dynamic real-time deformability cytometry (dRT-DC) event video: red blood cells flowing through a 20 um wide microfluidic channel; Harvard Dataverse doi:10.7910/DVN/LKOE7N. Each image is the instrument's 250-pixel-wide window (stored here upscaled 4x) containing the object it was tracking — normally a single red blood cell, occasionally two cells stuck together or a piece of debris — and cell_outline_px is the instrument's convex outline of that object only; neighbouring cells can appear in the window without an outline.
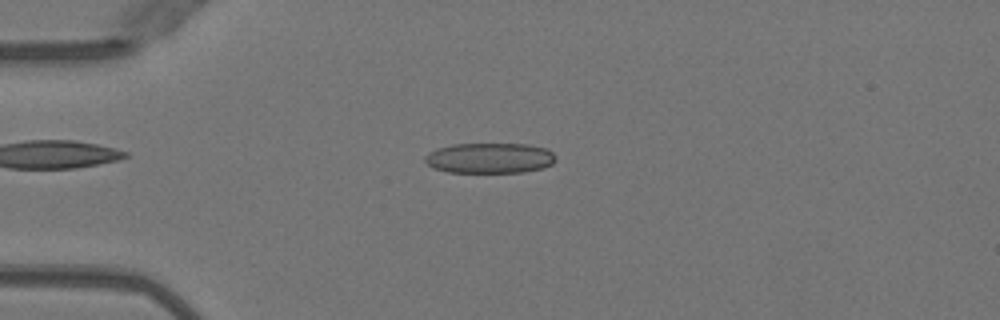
{"species": "Egyptian fruit bat (a non-hibernating species)", "species_latin": "Rousettus aegyptiacus", "temperature_condition": "warm", "stored_images_in_passage": 49, "camera_frame_rate_fps": 3000, "um_per_image_px": 0.085, "animal": {"sex": "female"}, "frame": {"image": 1, "passage_image": 12, "time_ms": 3.667, "image_size_px": [1000, 320], "cell_outline_px": [[556, 160], [552, 164], [544, 168], [524, 172], [448, 172], [432, 168], [424, 160], [424, 156], [428, 152], [436, 148], [452, 144], [528, 144], [548, 148], [556, 156]], "centroid_in_image_um": [41.63, 13.43], "position_along_channel_um": 43.4, "area_um2": 23.47}}
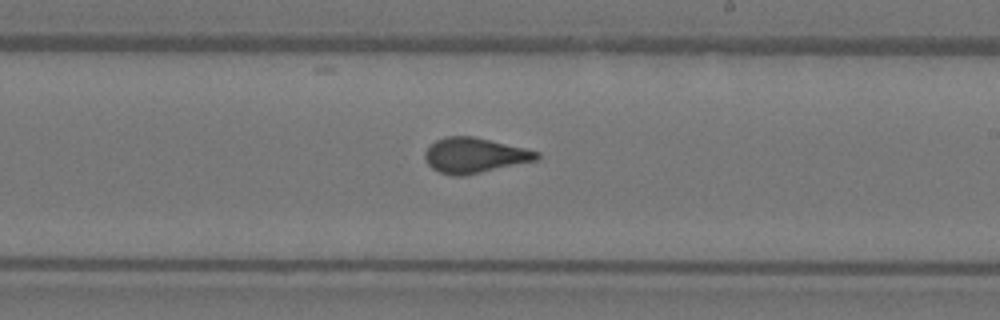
{"frame": {"image": 2, "passage_image": 29, "time_ms": 9.333, "image_size_px": [1000, 320], "cell_outline_px": [[540, 156], [536, 160], [464, 176], [452, 176], [440, 172], [432, 168], [424, 160], [424, 152], [436, 140], [444, 136], [472, 136], [524, 148], [540, 152]], "centroid_in_image_um": [40.3, 13.21], "position_along_channel_um": 248.7, "area_um2": 22.77}}
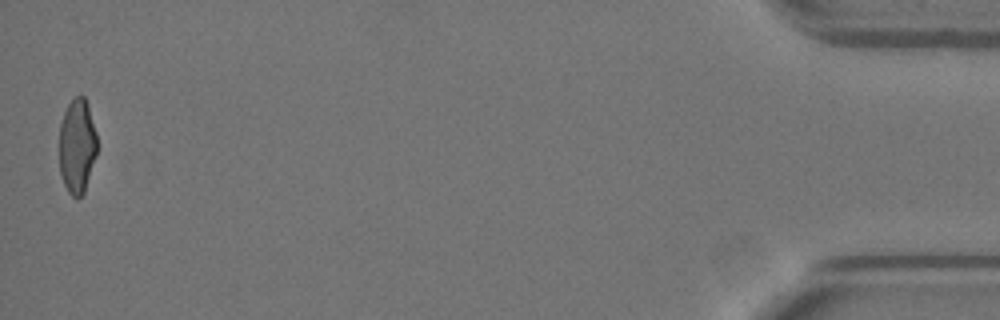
{"frame": {"image": 3, "passage_image": 49, "time_ms": 16.0, "image_size_px": [1000, 320], "cell_outline_px": [[96, 156], [84, 192], [76, 200], [68, 192], [60, 176], [60, 124], [64, 112], [68, 104], [76, 96], [84, 96], [88, 104], [96, 132]], "centroid_in_image_um": [6.55, 12.43], "position_along_channel_um": 428.6, "area_um2": 20.81}, "authors_computed_cell_mechanics": {"area_um2": 22.7154, "velocity_mm_per_s": 4.0457, "shape_relaxation_time_tau1_ms": 8.4542, "shape_relaxation_time_tau2_ms": null, "deformation_change_tau1": 0.2256, "deformation_change_tau2": null}}